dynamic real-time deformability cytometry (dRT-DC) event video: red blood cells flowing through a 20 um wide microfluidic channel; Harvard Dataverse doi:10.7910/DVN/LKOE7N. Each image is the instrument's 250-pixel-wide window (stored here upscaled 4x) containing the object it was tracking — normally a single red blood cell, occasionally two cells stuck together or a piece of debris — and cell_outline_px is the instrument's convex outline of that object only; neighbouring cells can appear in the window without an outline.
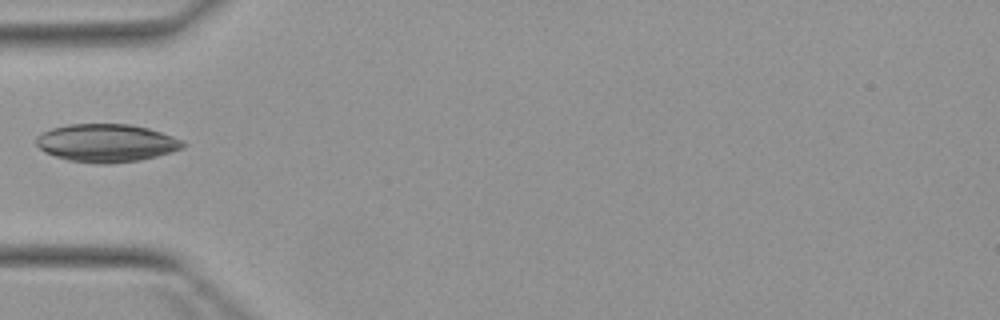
{"species": "Egyptian fruit bat (a non-hibernating species)", "species_latin": "Rousettus aegyptiacus", "temperature_condition": "warm", "stored_images_in_passage": 3, "camera_frame_rate_fps": 3000, "um_per_image_px": 0.085, "animal": {"sex": "female"}, "frame": {"image": 1, "passage_image": 3, "time_ms": 2.333, "image_size_px": [1000, 320], "cell_outline_px": [[188, 144], [184, 148], [172, 152], [140, 160], [108, 164], [96, 164], [68, 160], [44, 152], [36, 144], [36, 136], [52, 128], [68, 124], [132, 124], [148, 128], [184, 140]], "centroid_in_image_um": [9.08, 12.15], "position_along_channel_um": 75.9, "area_um2": 32.66}}